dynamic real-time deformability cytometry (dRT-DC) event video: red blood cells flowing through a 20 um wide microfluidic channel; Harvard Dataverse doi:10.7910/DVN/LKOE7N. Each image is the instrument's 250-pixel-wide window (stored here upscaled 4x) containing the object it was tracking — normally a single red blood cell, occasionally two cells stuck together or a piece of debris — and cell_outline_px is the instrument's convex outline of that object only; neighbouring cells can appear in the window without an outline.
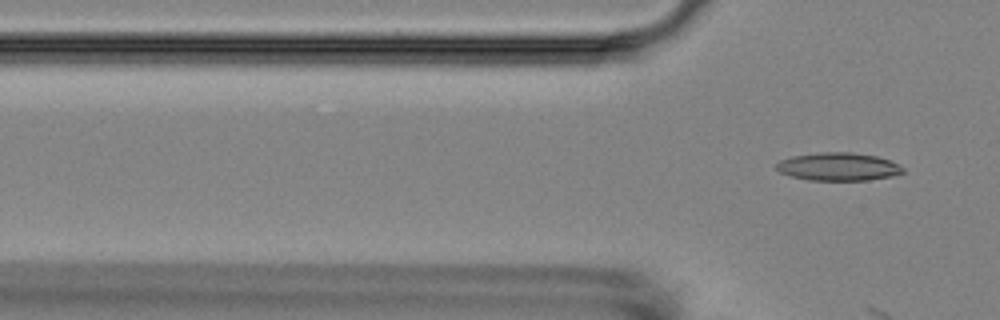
{"species": "Egyptian fruit bat (a non-hibernating species)", "species_latin": "Rousettus aegyptiacus", "temperature_condition": "room temperature", "stored_images_in_passage": 2, "camera_frame_rate_fps": 3000, "um_per_image_px": 0.085, "animal": {"sex": "female"}, "frame": {"image": 1, "passage_image": 2, "time_ms": 2.0, "image_size_px": [1000, 320], "cell_outline_px": [[904, 172], [892, 176], [868, 180], [808, 180], [788, 176], [780, 172], [776, 168], [776, 164], [780, 160], [792, 156], [820, 152], [852, 152], [876, 156], [900, 164], [904, 168]], "centroid_in_image_um": [71.25, 14.17], "position_along_channel_um": 54.6, "area_um2": 20.75}}